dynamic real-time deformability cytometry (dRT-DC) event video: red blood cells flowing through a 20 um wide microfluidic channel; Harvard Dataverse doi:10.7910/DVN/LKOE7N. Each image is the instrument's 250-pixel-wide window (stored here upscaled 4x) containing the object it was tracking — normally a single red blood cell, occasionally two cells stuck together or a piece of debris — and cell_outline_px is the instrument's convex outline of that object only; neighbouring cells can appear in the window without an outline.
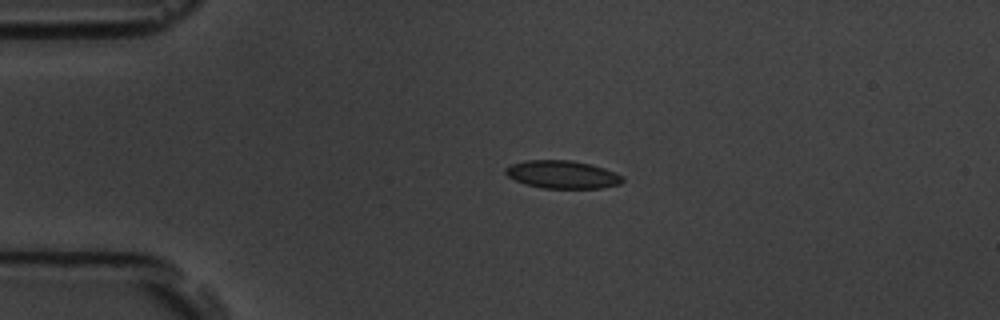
{"species": "common noctule bat (a hibernating species)", "species_latin": "Nyctalus noctula", "temperature_condition": "room temperature", "stored_images_in_passage": 2, "camera_frame_rate_fps": 3000, "um_per_image_px": 0.085, "animal": {"sex": "male", "body_mass_g": 19.5, "forearm_length_mm": 54.6}, "frame": {"image": 1, "passage_image": 1, "time_ms": 0.0, "image_size_px": [1000, 320], "cell_outline_px": [[624, 180], [620, 184], [600, 188], [544, 188], [524, 184], [508, 176], [504, 172], [504, 168], [512, 164], [528, 160], [572, 160], [604, 168], [624, 176]], "centroid_in_image_um": [47.8, 14.83], "position_along_channel_um": 37.2, "area_um2": 18.96}}